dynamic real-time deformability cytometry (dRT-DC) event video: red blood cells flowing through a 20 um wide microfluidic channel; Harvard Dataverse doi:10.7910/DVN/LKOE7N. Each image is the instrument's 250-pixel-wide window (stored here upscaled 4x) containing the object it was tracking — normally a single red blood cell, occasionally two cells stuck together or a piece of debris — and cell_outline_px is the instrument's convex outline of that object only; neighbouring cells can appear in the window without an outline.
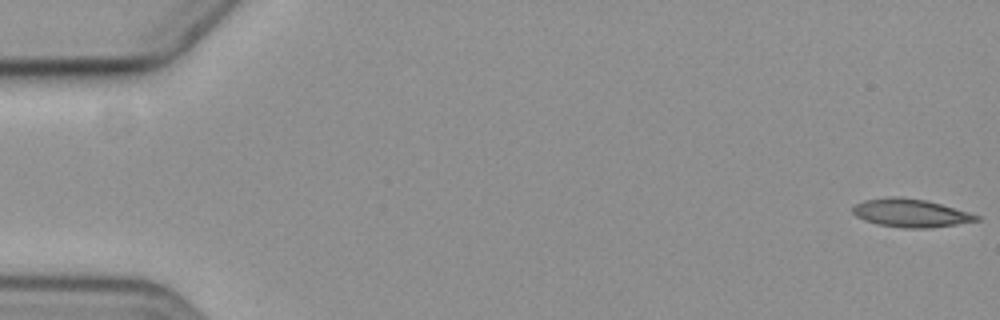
{"species": "common noctule bat (a hibernating species)", "species_latin": "Nyctalus noctula", "temperature_condition": "cold", "stored_images_in_passage": 7, "camera_frame_rate_fps": 3000, "um_per_image_px": 0.085, "animal": {"sex": "female", "body_mass_g": 19.3, "forearm_length_mm": 54.1}, "frame": {"image": 1, "passage_image": 1, "time_ms": 0.0, "image_size_px": [1000, 320], "cell_outline_px": [[980, 220], [956, 224], [924, 228], [904, 228], [880, 224], [864, 220], [856, 216], [852, 212], [852, 208], [856, 204], [864, 200], [888, 196], [896, 196], [924, 200], [940, 204], [980, 216]], "centroid_in_image_um": [77.35, 18.1], "position_along_channel_um": 7.6, "area_um2": 19.94}}
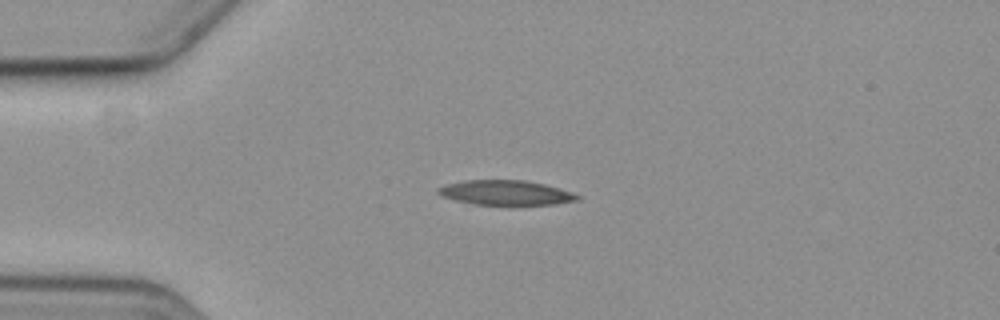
{"frame": {"image": 2, "passage_image": 5, "time_ms": 4.667, "image_size_px": [1000, 320], "cell_outline_px": [[580, 200], [552, 204], [476, 204], [456, 200], [444, 196], [436, 192], [436, 188], [448, 184], [464, 180], [524, 180], [544, 184], [580, 196]], "centroid_in_image_um": [42.95, 16.37], "position_along_channel_um": 42.1, "area_um2": 19.54}}
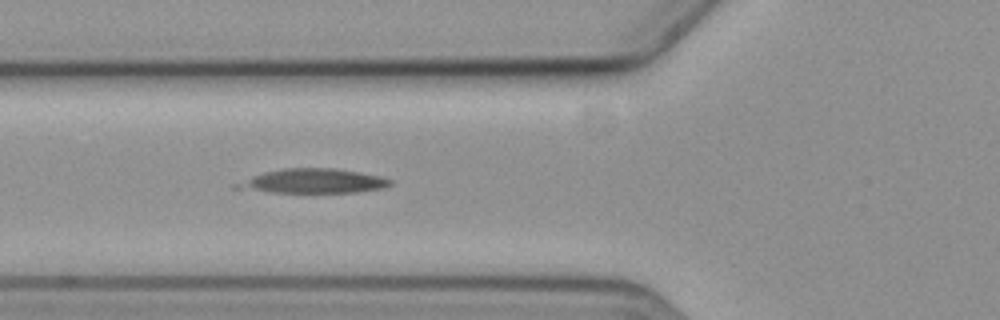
{"frame": {"image": 3, "passage_image": 7, "time_ms": 7.0, "image_size_px": [1000, 320], "cell_outline_px": [[392, 184], [384, 188], [356, 192], [272, 192], [232, 188], [232, 184], [264, 172], [284, 168], [336, 168], [360, 172], [380, 176], [392, 180]], "centroid_in_image_um": [26.62, 15.39], "position_along_channel_um": 99.2, "area_um2": 21.73}}